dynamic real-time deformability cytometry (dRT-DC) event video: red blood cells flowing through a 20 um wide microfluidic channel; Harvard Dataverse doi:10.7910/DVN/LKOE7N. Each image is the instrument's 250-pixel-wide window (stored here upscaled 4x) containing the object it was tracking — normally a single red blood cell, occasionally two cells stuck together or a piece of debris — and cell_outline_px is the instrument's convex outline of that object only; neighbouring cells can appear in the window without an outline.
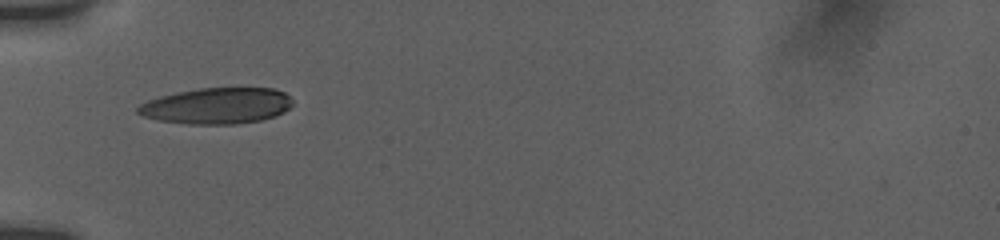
{"species": "human", "species_latin": "Homo sapiens", "temperature_condition": "room temperature", "stored_images_in_passage": 6, "camera_frame_rate_fps": 3000, "um_per_image_px": 0.085, "donor": {"sex": "female"}, "frame": {"image": 1, "passage_image": 1, "time_ms": 0.0, "image_size_px": [1000, 240], "cell_outline_px": [[292, 104], [284, 112], [276, 116], [260, 120], [236, 124], [188, 124], [156, 120], [144, 116], [136, 112], [136, 108], [140, 104], [148, 100], [160, 96], [176, 92], [200, 88], [272, 88], [284, 92], [292, 96]], "centroid_in_image_um": [18.44, 8.99], "position_along_channel_um": 66.6, "area_um2": 32.71}}
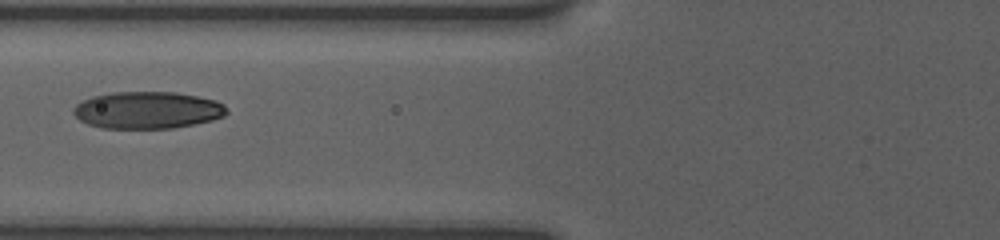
{"frame": {"image": 2, "passage_image": 5, "time_ms": 1.333, "image_size_px": [1000, 240], "cell_outline_px": [[228, 112], [224, 116], [212, 120], [172, 128], [100, 128], [88, 124], [80, 120], [72, 112], [72, 108], [76, 104], [92, 96], [112, 92], [176, 92], [216, 100], [224, 104]], "centroid_in_image_um": [12.52, 9.36], "position_along_channel_um": 113.3, "area_um2": 33.12}}